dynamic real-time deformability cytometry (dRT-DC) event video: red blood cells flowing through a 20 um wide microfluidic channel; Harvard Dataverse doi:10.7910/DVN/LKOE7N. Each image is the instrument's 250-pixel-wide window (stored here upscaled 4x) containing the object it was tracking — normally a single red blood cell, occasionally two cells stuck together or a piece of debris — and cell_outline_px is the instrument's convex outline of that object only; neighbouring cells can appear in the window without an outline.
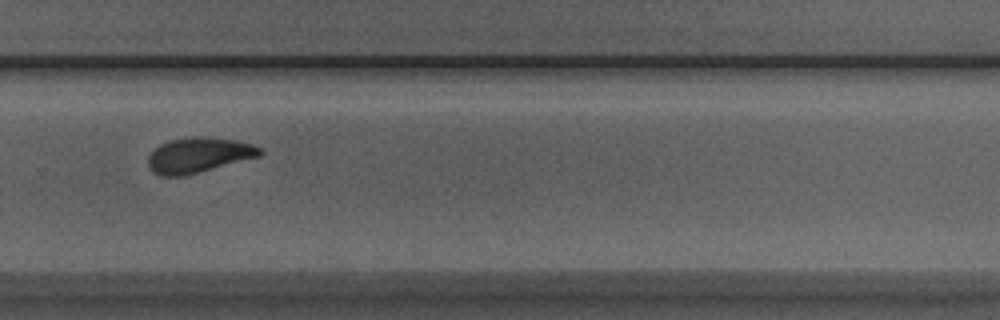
{"species": "Egyptian fruit bat (a non-hibernating species)", "species_latin": "Rousettus aegyptiacus", "temperature_condition": "room temperature", "stored_images_in_passage": 9, "camera_frame_rate_fps": 3000, "um_per_image_px": 0.085, "animal": {"sex": "male"}, "frame": {"image": 1, "passage_image": 7, "time_ms": 2.0, "image_size_px": [1000, 320], "cell_outline_px": [[264, 152], [260, 156], [200, 172], [180, 176], [160, 176], [152, 172], [148, 168], [148, 156], [160, 144], [172, 140], [192, 136], [200, 136], [236, 140], [252, 144], [264, 148]], "centroid_in_image_um": [16.9, 13.18], "position_along_channel_um": 312.9, "area_um2": 23.0}}
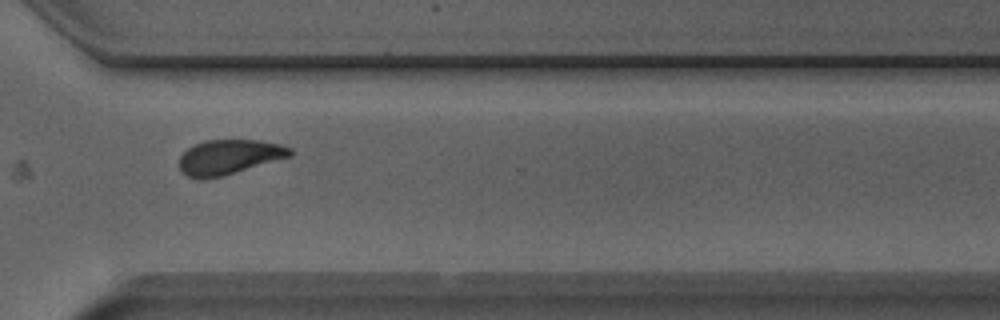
{"frame": {"image": 2, "passage_image": 8, "time_ms": 2.333, "image_size_px": [1000, 320], "cell_outline_px": [[292, 156], [220, 176], [200, 180], [188, 176], [180, 168], [180, 156], [188, 148], [204, 140], [260, 140], [280, 144], [292, 148]], "centroid_in_image_um": [19.48, 13.33], "position_along_channel_um": 351.1, "area_um2": 22.2}}